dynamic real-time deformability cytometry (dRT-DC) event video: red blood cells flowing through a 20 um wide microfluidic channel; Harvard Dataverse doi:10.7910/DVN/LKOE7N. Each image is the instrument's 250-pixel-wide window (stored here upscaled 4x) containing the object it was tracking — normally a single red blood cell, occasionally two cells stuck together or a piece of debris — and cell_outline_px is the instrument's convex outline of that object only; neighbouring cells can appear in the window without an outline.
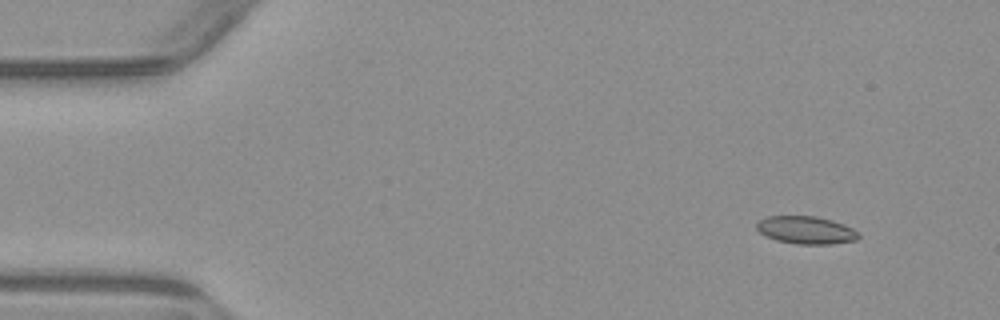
{"species": "common noctule bat (a hibernating species)", "species_latin": "Nyctalus noctula", "temperature_condition": "warm", "stored_images_in_passage": 6, "camera_frame_rate_fps": 3000, "um_per_image_px": 0.085, "animal": {"sex": "male", "body_mass_g": 23.1, "forearm_length_mm": 52.7}, "frame": {"image": 1, "passage_image": 2, "time_ms": 1.0, "image_size_px": [1000, 320], "cell_outline_px": [[860, 236], [856, 240], [832, 244], [796, 244], [776, 240], [764, 236], [756, 228], [756, 224], [760, 220], [768, 216], [816, 216], [832, 220], [844, 224], [860, 232]], "centroid_in_image_um": [68.53, 19.56], "position_along_channel_um": 16.5, "area_um2": 16.59}}
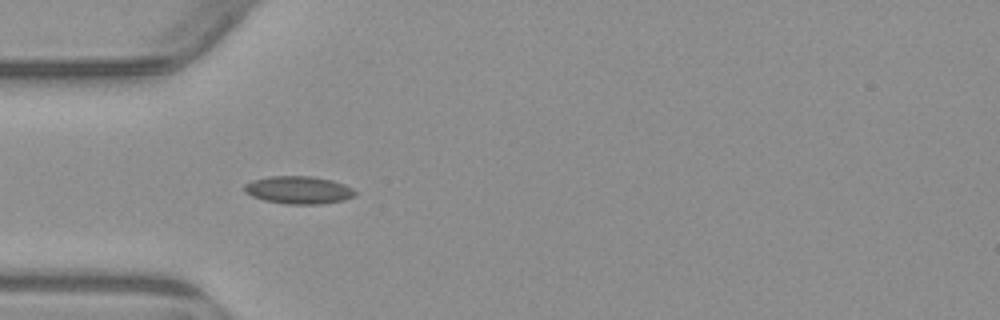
{"frame": {"image": 2, "passage_image": 5, "time_ms": 4.667, "image_size_px": [1000, 320], "cell_outline_px": [[356, 196], [344, 200], [320, 204], [288, 204], [264, 200], [252, 196], [244, 192], [244, 184], [252, 180], [272, 176], [312, 176], [332, 180], [344, 184], [352, 188], [356, 192]], "centroid_in_image_um": [25.39, 16.15], "position_along_channel_um": 59.6, "area_um2": 17.92}}
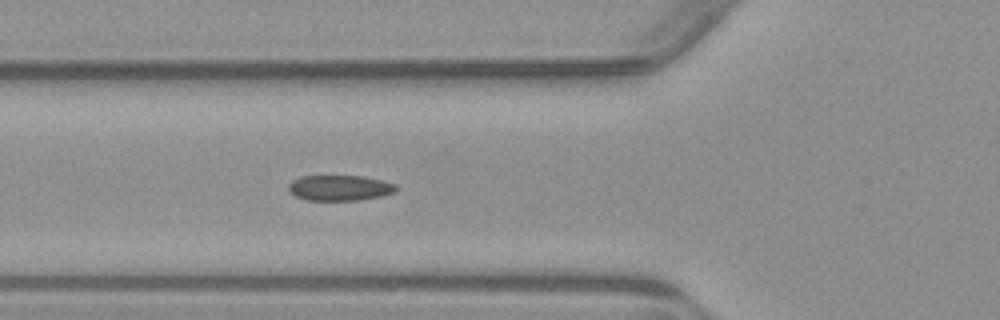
{"frame": {"image": 3, "passage_image": 6, "time_ms": 5.667, "image_size_px": [1000, 320], "cell_outline_px": [[400, 188], [396, 192], [380, 196], [360, 200], [304, 200], [288, 192], [288, 184], [292, 180], [300, 176], [364, 176], [396, 184]], "centroid_in_image_um": [28.87, 15.97], "position_along_channel_um": 96.9, "area_um2": 16.18}}